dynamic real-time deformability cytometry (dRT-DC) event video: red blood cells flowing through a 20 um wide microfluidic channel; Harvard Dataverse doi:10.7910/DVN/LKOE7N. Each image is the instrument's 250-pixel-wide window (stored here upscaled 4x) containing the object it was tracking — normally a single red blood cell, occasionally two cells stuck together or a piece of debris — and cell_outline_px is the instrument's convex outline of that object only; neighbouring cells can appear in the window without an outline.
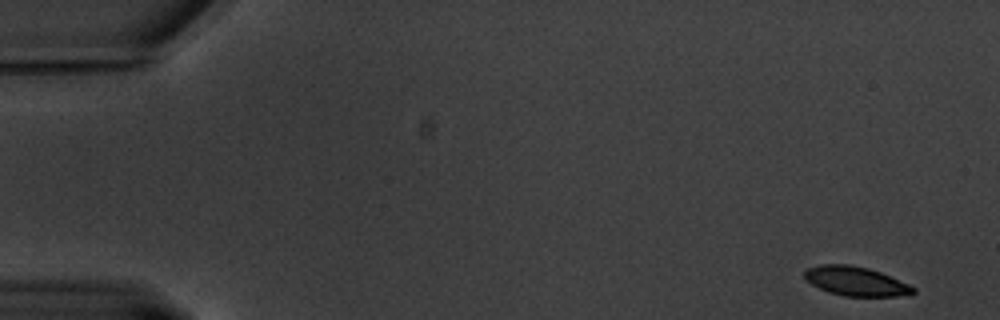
{"species": "common noctule bat (a hibernating species)", "species_latin": "Nyctalus noctula", "temperature_condition": "warm", "stored_images_in_passage": 60, "camera_frame_rate_fps": 3000, "um_per_image_px": 0.085, "animal": {"sex": "male", "body_mass_g": 20.1, "forearm_length_mm": 53.5}, "frame": {"image": 1, "passage_image": 1, "time_ms": 0.0, "image_size_px": [1000, 320], "cell_outline_px": [[916, 292], [912, 296], [844, 296], [828, 292], [812, 284], [804, 276], [804, 272], [808, 268], [820, 264], [848, 264], [868, 268], [880, 272], [908, 284], [916, 288]], "centroid_in_image_um": [72.78, 23.91], "position_along_channel_um": 12.2, "area_um2": 18.5}}
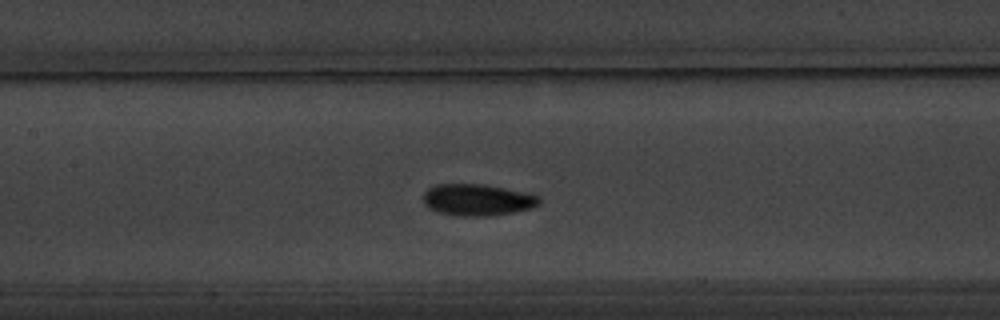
{"frame": {"image": 2, "passage_image": 27, "time_ms": 8.667, "image_size_px": [1000, 320], "cell_outline_px": [[540, 204], [532, 208], [492, 216], [456, 216], [436, 212], [428, 208], [424, 204], [424, 192], [428, 188], [436, 184], [484, 184], [528, 192], [540, 196]], "centroid_in_image_um": [40.59, 16.99], "position_along_channel_um": 166.8, "area_um2": 21.73}}
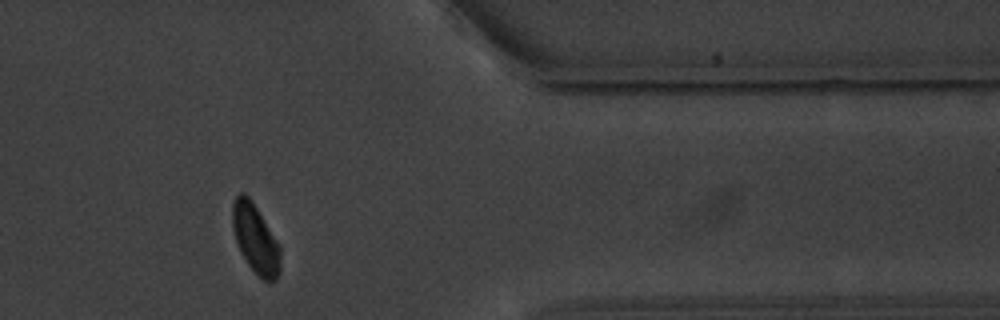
{"frame": {"image": 3, "passage_image": 49, "time_ms": 16.0, "image_size_px": [1000, 320], "cell_outline_px": [[280, 272], [276, 280], [264, 280], [248, 264], [240, 252], [232, 228], [232, 204], [236, 196], [240, 192], [244, 192], [252, 200], [280, 244]], "centroid_in_image_um": [21.71, 20.26], "position_along_channel_um": 389.7, "area_um2": 19.31}, "authors_computed_cell_mechanics": {"area_um2": 20.1433, "velocity_mm_per_s": 3.2779, "shape_relaxation_time_tau1_ms": 2.7841, "shape_relaxation_time_tau2_ms": 2.3182, "deformation_change_tau1": 0.1109, "deformation_change_tau2": 0.0608}}